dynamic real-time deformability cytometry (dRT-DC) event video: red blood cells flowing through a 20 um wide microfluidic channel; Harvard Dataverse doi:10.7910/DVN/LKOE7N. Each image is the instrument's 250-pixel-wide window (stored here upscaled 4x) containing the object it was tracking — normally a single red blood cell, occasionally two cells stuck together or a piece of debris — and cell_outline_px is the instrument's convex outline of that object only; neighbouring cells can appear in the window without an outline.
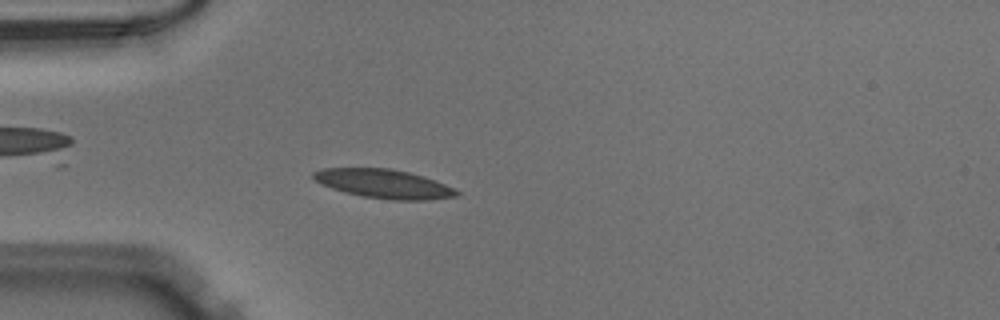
{"species": "Egyptian fruit bat (a non-hibernating species)", "species_latin": "Rousettus aegyptiacus", "temperature_condition": "warm", "stored_images_in_passage": 24, "camera_frame_rate_fps": 3000, "um_per_image_px": 0.085, "animal": {"sex": "male"}, "frame": {"image": 1, "passage_image": 14, "time_ms": 4.333, "image_size_px": [1000, 320], "cell_outline_px": [[460, 192], [456, 196], [428, 200], [392, 200], [364, 196], [344, 192], [320, 184], [312, 176], [312, 172], [324, 168], [388, 168], [408, 172], [444, 184]], "centroid_in_image_um": [32.57, 15.62], "position_along_channel_um": 52.4, "area_um2": 23.76}}
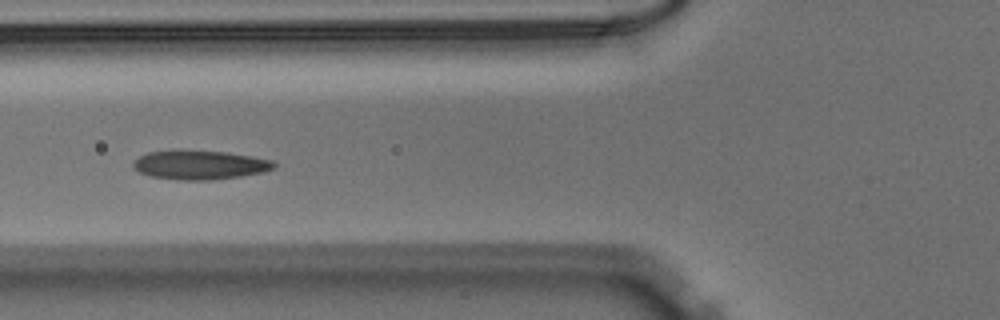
{"frame": {"image": 2, "passage_image": 19, "time_ms": 6.0, "image_size_px": [1000, 320], "cell_outline_px": [[276, 168], [264, 172], [240, 176], [212, 180], [180, 180], [152, 176], [140, 172], [132, 168], [132, 164], [140, 156], [148, 152], [180, 148], [228, 152], [252, 156], [272, 160], [276, 164]], "centroid_in_image_um": [16.99, 13.99], "position_along_channel_um": 108.8, "area_um2": 24.39}}
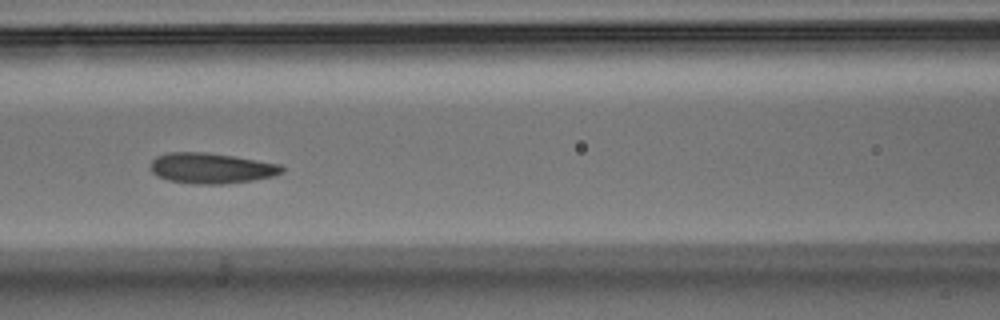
{"frame": {"image": 3, "passage_image": 22, "time_ms": 7.0, "image_size_px": [1000, 320], "cell_outline_px": [[284, 172], [272, 176], [252, 180], [224, 184], [192, 184], [168, 180], [156, 176], [152, 172], [152, 160], [156, 156], [168, 152], [208, 152], [236, 156], [280, 164], [284, 168]], "centroid_in_image_um": [17.96, 14.29], "position_along_channel_um": 148.6, "area_um2": 23.52}}